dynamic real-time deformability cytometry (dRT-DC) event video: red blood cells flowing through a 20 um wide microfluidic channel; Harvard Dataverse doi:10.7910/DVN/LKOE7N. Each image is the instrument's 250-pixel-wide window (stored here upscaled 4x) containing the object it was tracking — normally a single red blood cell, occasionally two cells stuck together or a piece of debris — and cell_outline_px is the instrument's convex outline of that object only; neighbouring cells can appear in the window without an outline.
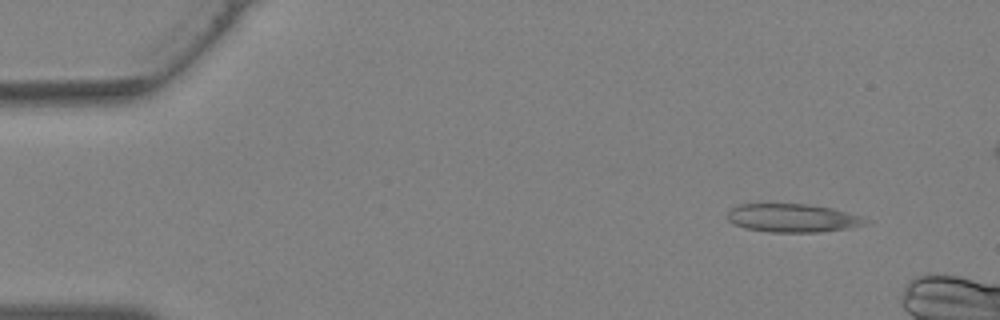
{"species": "Egyptian fruit bat (a non-hibernating species)", "species_latin": "Rousettus aegyptiacus", "temperature_condition": "warm", "stored_images_in_passage": 9, "camera_frame_rate_fps": 3000, "um_per_image_px": 0.085, "animal": {"sex": "female"}, "frame": {"image": 1, "passage_image": 4, "time_ms": 1.0, "image_size_px": [1000, 320], "cell_outline_px": [[872, 224], [848, 228], [820, 232], [768, 232], [744, 228], [728, 220], [728, 212], [732, 208], [740, 204], [808, 204], [832, 208], [860, 216], [872, 220]], "centroid_in_image_um": [67.45, 18.54], "position_along_channel_um": 17.6, "area_um2": 22.95}}